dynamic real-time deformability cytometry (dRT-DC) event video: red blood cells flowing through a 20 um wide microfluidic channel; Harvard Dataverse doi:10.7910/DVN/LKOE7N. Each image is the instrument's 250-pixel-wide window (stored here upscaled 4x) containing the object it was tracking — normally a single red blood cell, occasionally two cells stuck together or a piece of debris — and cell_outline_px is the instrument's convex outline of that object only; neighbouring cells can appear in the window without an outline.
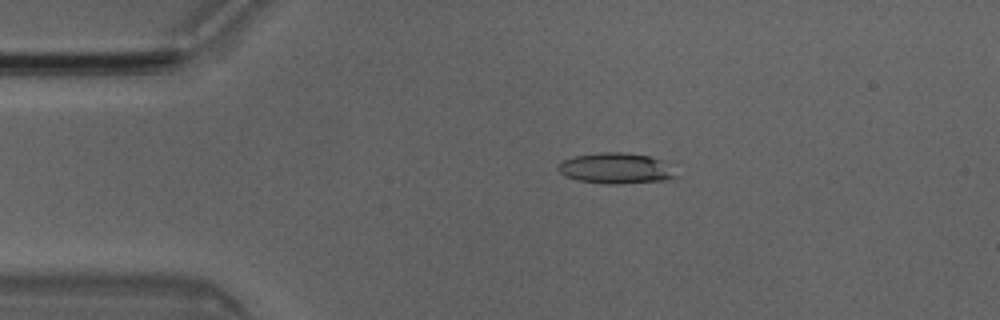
{"species": "Egyptian fruit bat (a non-hibernating species)", "species_latin": "Rousettus aegyptiacus", "temperature_condition": "room temperature", "stored_images_in_passage": 4, "camera_frame_rate_fps": 3000, "um_per_image_px": 0.085, "animal": {"sex": "male"}, "frame": {"image": 1, "passage_image": 3, "time_ms": 0.667, "image_size_px": [1000, 320], "cell_outline_px": [[680, 176], [664, 180], [620, 184], [608, 184], [580, 180], [568, 176], [560, 172], [556, 168], [564, 160], [576, 156], [600, 152], [620, 152], [648, 156], [660, 160]], "centroid_in_image_um": [52.36, 14.31], "position_along_channel_um": 32.6, "area_um2": 20.63}}
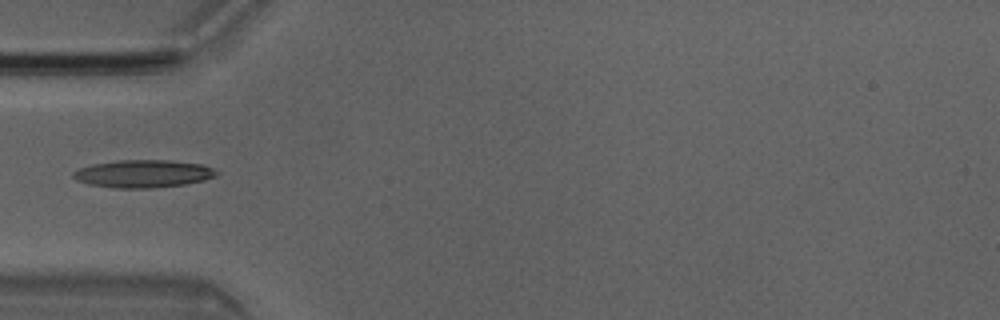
{"frame": {"image": 2, "passage_image": 4, "time_ms": 1.0, "image_size_px": [1000, 320], "cell_outline_px": [[220, 172], [216, 176], [204, 180], [184, 184], [152, 188], [116, 188], [88, 184], [76, 180], [72, 176], [72, 172], [80, 168], [92, 164], [116, 160], [172, 160], [200, 164], [212, 168]], "centroid_in_image_um": [12.16, 14.76], "position_along_channel_um": 72.8, "area_um2": 23.18}}